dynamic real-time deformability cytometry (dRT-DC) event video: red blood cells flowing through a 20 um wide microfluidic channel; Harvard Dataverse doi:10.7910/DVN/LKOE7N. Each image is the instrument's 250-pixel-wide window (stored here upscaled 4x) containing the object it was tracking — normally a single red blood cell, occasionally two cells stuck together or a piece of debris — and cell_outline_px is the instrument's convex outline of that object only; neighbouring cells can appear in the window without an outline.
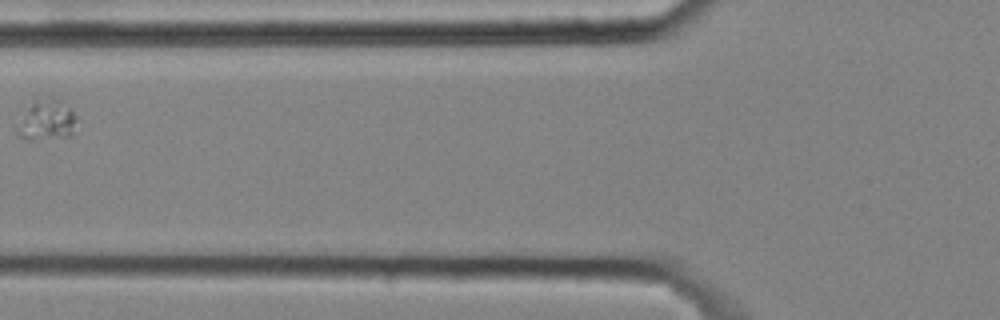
{"species": "common noctule bat (a hibernating species)", "species_latin": "Nyctalus noctula", "temperature_condition": "cold", "stored_images_in_passage": 4, "camera_frame_rate_fps": 3000, "um_per_image_px": 0.085, "animal": {"sex": "male", "body_mass_g": 20.4}, "frame": {"image": 1, "passage_image": 2, "time_ms": 0.333, "image_size_px": [1000, 320], "cell_outline_px": [[76, 120], [72, 132], [68, 136], [20, 136], [16, 132], [16, 104], [28, 80], [48, 80], [72, 108], [76, 116]], "centroid_in_image_um": [3.69, 9.47], "position_along_channel_um": 122.1, "area_um2": 19.48}}
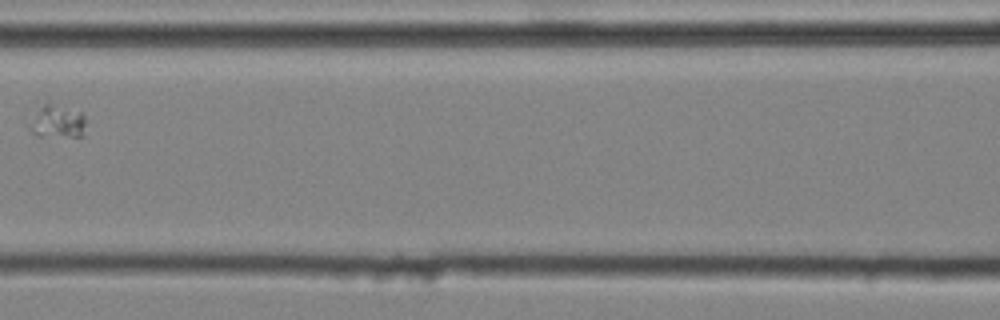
{"frame": {"image": 2, "passage_image": 3, "time_ms": 0.667, "image_size_px": [1000, 320], "cell_outline_px": [[84, 136], [36, 136], [28, 128], [48, 92], [80, 112], [84, 116]], "centroid_in_image_um": [4.86, 10.14], "position_along_channel_um": 161.7, "area_um2": 12.02}}